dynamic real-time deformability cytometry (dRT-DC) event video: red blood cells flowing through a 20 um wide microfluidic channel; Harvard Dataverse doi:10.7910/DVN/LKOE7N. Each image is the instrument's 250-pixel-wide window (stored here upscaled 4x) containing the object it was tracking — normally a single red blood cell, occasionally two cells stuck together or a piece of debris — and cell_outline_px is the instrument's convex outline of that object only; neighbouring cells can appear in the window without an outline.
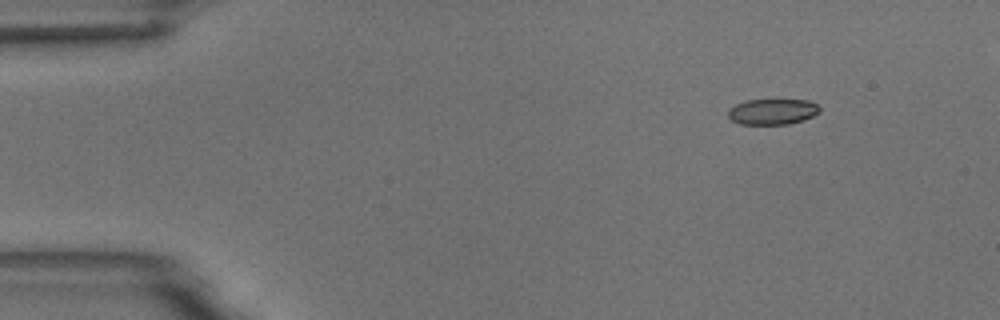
{"species": "common noctule bat (a hibernating species)", "species_latin": "Nyctalus noctula", "temperature_condition": "room temperature", "stored_images_in_passage": 4, "camera_frame_rate_fps": 3000, "um_per_image_px": 0.085, "animal": {"sex": "male", "body_mass_g": 18.8}, "frame": {"image": 1, "passage_image": 1, "time_ms": 0.0, "image_size_px": [1000, 320], "cell_outline_px": [[820, 112], [804, 120], [788, 124], [740, 124], [732, 120], [728, 116], [728, 108], [744, 100], [808, 100], [816, 104], [820, 108]], "centroid_in_image_um": [65.65, 9.49], "position_along_channel_um": 19.4, "area_um2": 13.76}}
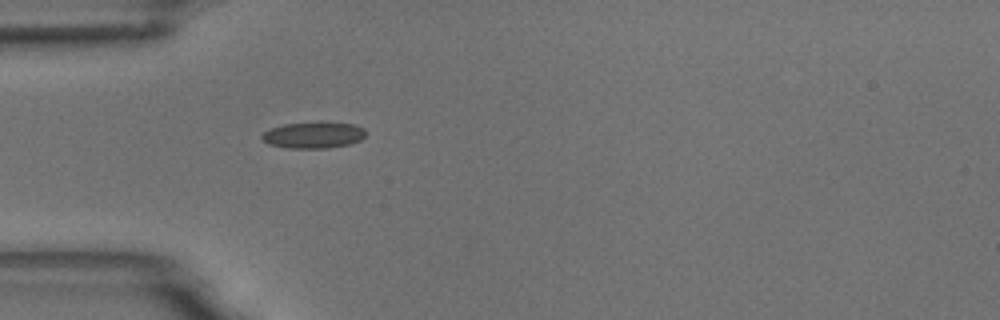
{"frame": {"image": 2, "passage_image": 4, "time_ms": 3.333, "image_size_px": [1000, 320], "cell_outline_px": [[364, 136], [360, 140], [348, 144], [328, 148], [288, 148], [268, 144], [260, 140], [260, 136], [264, 132], [272, 128], [284, 124], [352, 124], [364, 128]], "centroid_in_image_um": [26.58, 11.52], "position_along_channel_um": 58.4, "area_um2": 15.32}}